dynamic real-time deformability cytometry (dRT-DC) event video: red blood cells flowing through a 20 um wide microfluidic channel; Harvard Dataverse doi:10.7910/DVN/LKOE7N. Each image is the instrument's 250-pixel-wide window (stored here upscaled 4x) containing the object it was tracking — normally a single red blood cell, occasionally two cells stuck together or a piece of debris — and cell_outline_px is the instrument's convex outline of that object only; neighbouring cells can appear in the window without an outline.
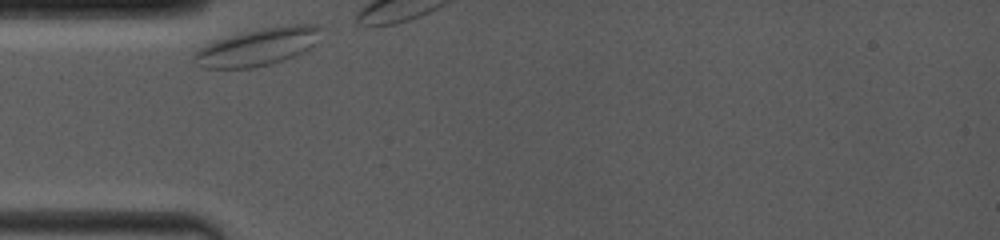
{"species": "common noctule bat (a hibernating species)", "species_latin": "Nyctalus noctula", "temperature_condition": "room temperature", "stored_images_in_passage": 5, "segment_of_instrument_passage": [1, 2], "camera_frame_rate_fps": 4000, "um_per_image_px": 0.085, "animal": {"sex": "female", "body_mass_g": 19.0, "forearm_length_mm": 53.3}, "frame": {"image": 1, "passage_image": 1, "time_ms": 0.0, "image_size_px": [1000, 240], "cell_outline_px": [[320, 28], [312, 44], [308, 48], [292, 56], [268, 64], [252, 68], [204, 68], [196, 64], [192, 60], [192, 56], [200, 48], [208, 44], [244, 32], [260, 28], [292, 24], [316, 24]], "centroid_in_image_um": [21.84, 3.99], "position_along_channel_um": 63.2, "area_um2": 26.7}}